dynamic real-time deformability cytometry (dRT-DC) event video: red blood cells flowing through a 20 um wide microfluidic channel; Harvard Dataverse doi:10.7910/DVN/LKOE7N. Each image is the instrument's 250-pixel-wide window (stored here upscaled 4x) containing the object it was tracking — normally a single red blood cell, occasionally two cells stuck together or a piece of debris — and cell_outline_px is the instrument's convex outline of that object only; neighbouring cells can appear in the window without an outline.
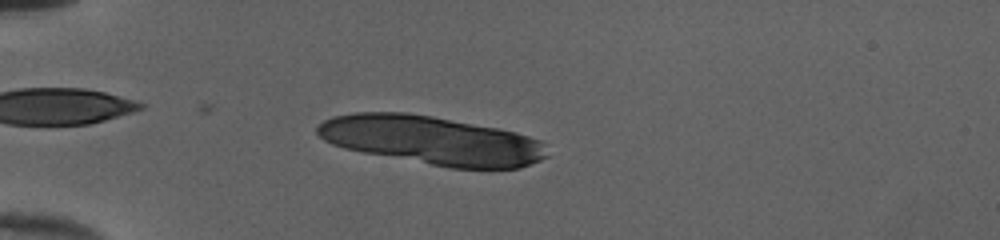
{"species": "human", "species_latin": "Homo sapiens", "temperature_condition": "cold", "stored_images_in_passage": 50, "segment_of_instrument_passage": [1, 2], "camera_frame_rate_fps": 3000, "um_per_image_px": 0.085, "donor": {"sex": "female"}, "frame": {"image": 1, "passage_image": 14, "time_ms": 4.333, "image_size_px": [1000, 240], "cell_outline_px": [[548, 156], [540, 160], [520, 168], [448, 168], [364, 152], [344, 148], [332, 144], [324, 140], [316, 132], [316, 128], [324, 120], [332, 116], [356, 112], [408, 112], [432, 116], [496, 128], [516, 132], [540, 140], [544, 144]], "centroid_in_image_um": [36.68, 11.92], "position_along_channel_um": 48.3, "area_um2": 64.91}}